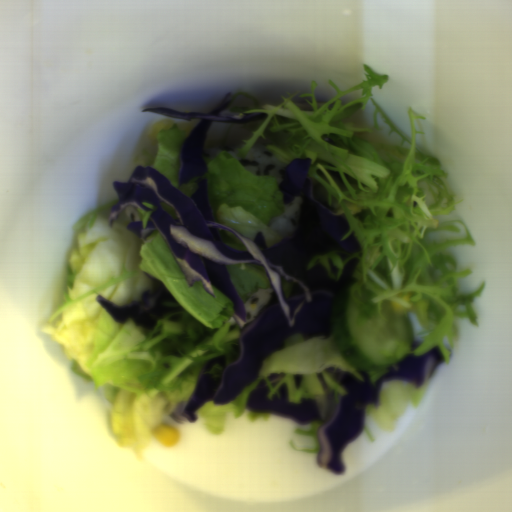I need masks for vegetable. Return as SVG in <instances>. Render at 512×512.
I'll return each instance as SVG.
<instances>
[{
    "instance_id": "obj_1",
    "label": "vegetable",
    "mask_w": 512,
    "mask_h": 512,
    "mask_svg": "<svg viewBox=\"0 0 512 512\" xmlns=\"http://www.w3.org/2000/svg\"><path fill=\"white\" fill-rule=\"evenodd\" d=\"M364 81L343 90L329 79L335 96L317 102L315 79L311 90L283 93L279 104H264L248 93L234 92L219 112L223 117L264 114L252 122L212 121L205 136L206 148L230 147L245 157L256 144L281 157L308 158L307 177L316 198L345 215L351 234L361 247L319 254L331 278L342 277L348 260L357 257L349 285L359 300L360 315L384 316V301L400 303L411 328V352L422 356L438 346L449 363L459 337L457 318H468L478 328L471 304L475 293L462 295L459 282L471 269L459 270L449 246H475L463 220L439 221L463 196H453L441 161L417 141V119L425 116L409 106L410 136L373 97L388 83L382 74L362 66ZM226 101V102H227ZM328 257L339 270L330 271ZM409 354V355H410Z\"/></svg>"
},
{
    "instance_id": "obj_2",
    "label": "vegetable",
    "mask_w": 512,
    "mask_h": 512,
    "mask_svg": "<svg viewBox=\"0 0 512 512\" xmlns=\"http://www.w3.org/2000/svg\"><path fill=\"white\" fill-rule=\"evenodd\" d=\"M116 200L72 225L77 249L68 259L65 301L42 326L53 343L63 345L72 372L107 387L112 416L123 447L139 459L192 394L205 364L223 355L230 366L238 360L240 326L228 296L211 284L212 297L200 281L188 283L164 236L146 239L126 225L120 211L112 229ZM157 275L182 305V311L150 317L152 328L133 319L119 324L97 300L98 293L124 305L154 285L144 273Z\"/></svg>"
},
{
    "instance_id": "obj_3",
    "label": "vegetable",
    "mask_w": 512,
    "mask_h": 512,
    "mask_svg": "<svg viewBox=\"0 0 512 512\" xmlns=\"http://www.w3.org/2000/svg\"><path fill=\"white\" fill-rule=\"evenodd\" d=\"M328 367H334L354 374L356 378L365 381L357 372H362L342 351L335 336L324 338L323 335L307 341L302 334L289 335L282 349L273 350L261 364L256 378L245 386L228 404H215L212 400L196 410L206 432L218 435L223 431L231 413L233 416L246 414L248 421L266 419L272 414L269 411H254L246 406L250 392L264 380L269 387L268 397L273 400L277 388L285 384L286 393L295 404H301L303 398H311L317 402L320 421L326 419V392L317 376L327 383L337 395L346 396L347 387L326 373ZM273 372L286 373L284 378L274 387L268 382L269 374ZM293 373L302 375L299 387L294 386ZM363 373V372H362Z\"/></svg>"
},
{
    "instance_id": "obj_4",
    "label": "vegetable",
    "mask_w": 512,
    "mask_h": 512,
    "mask_svg": "<svg viewBox=\"0 0 512 512\" xmlns=\"http://www.w3.org/2000/svg\"><path fill=\"white\" fill-rule=\"evenodd\" d=\"M204 184L207 189L211 220L238 231L248 239L261 231L267 248L282 241L268 225L283 213L284 197L280 178L259 176L243 167L229 151L205 158Z\"/></svg>"
},
{
    "instance_id": "obj_5",
    "label": "vegetable",
    "mask_w": 512,
    "mask_h": 512,
    "mask_svg": "<svg viewBox=\"0 0 512 512\" xmlns=\"http://www.w3.org/2000/svg\"><path fill=\"white\" fill-rule=\"evenodd\" d=\"M425 385L418 388L404 379H392L381 386L378 407L366 405L364 418L376 422L383 429H394L409 401L418 404L423 396Z\"/></svg>"
},
{
    "instance_id": "obj_6",
    "label": "vegetable",
    "mask_w": 512,
    "mask_h": 512,
    "mask_svg": "<svg viewBox=\"0 0 512 512\" xmlns=\"http://www.w3.org/2000/svg\"><path fill=\"white\" fill-rule=\"evenodd\" d=\"M190 131L175 125L170 129L160 131L157 139V149L151 168L159 170L170 184L185 193L187 196L196 188L195 181H199L198 175L179 185L181 151L185 138Z\"/></svg>"
},
{
    "instance_id": "obj_7",
    "label": "vegetable",
    "mask_w": 512,
    "mask_h": 512,
    "mask_svg": "<svg viewBox=\"0 0 512 512\" xmlns=\"http://www.w3.org/2000/svg\"><path fill=\"white\" fill-rule=\"evenodd\" d=\"M323 423L324 422H322L321 420L320 421H313L312 424L310 425V430H299V429L298 430H294L297 434H300L302 436L314 437V441L316 443V448H314V449H306V448L297 447L293 442L291 443L290 446L294 450H297V451H300V452L319 454V449H320L319 429H320V427L322 426Z\"/></svg>"
}]
</instances>
